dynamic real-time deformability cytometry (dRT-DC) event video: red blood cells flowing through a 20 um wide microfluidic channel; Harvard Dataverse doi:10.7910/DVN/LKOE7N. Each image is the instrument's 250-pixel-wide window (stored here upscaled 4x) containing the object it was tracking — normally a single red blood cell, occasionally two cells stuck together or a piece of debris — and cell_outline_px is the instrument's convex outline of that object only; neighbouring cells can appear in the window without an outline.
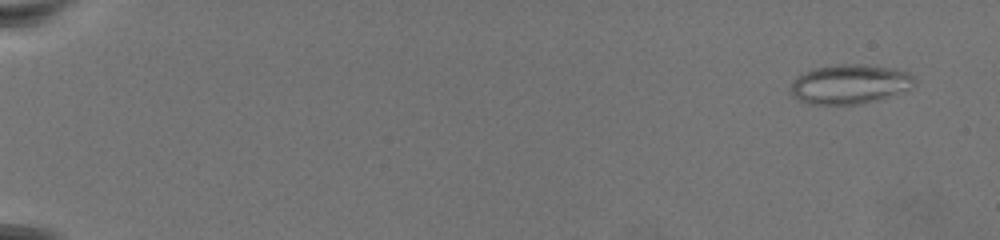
{"species": "common noctule bat (a hibernating species)", "species_latin": "Nyctalus noctula", "temperature_condition": "warm", "stored_images_in_passage": 74, "camera_frame_rate_fps": 3000, "um_per_image_px": 0.085, "animal": {"sex": "female", "body_mass_g": 19.5, "forearm_length_mm": 54.1}, "frame": {"image": 1, "passage_image": 5, "time_ms": 1.333, "image_size_px": [1000, 240], "cell_outline_px": [[912, 80], [908, 88], [864, 104], [812, 104], [800, 100], [792, 96], [792, 84], [800, 76], [816, 68], [852, 64], [856, 64], [892, 68], [908, 72], [912, 76]], "centroid_in_image_um": [72.2, 7.17], "position_along_channel_um": 12.8, "area_um2": 27.17}}
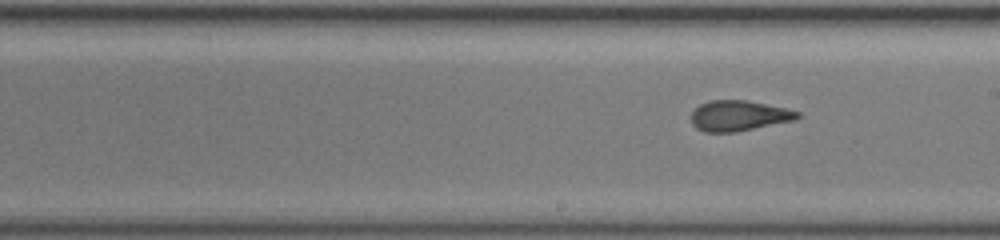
{"frame": {"image": 2, "passage_image": 45, "time_ms": 14.667, "image_size_px": [1000, 240], "cell_outline_px": [[800, 116], [796, 120], [736, 132], [704, 132], [696, 128], [692, 124], [692, 112], [700, 104], [708, 100], [748, 100], [784, 108], [800, 112]], "centroid_in_image_um": [62.79, 9.84], "position_along_channel_um": 226.2, "area_um2": 18.9}}
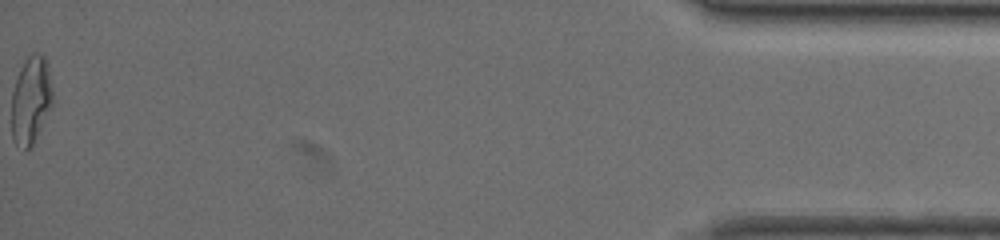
{"frame": {"image": 3, "passage_image": 74, "time_ms": 24.333, "image_size_px": [1000, 240], "cell_outline_px": [[52, 104], [32, 144], [24, 152], [16, 144], [12, 136], [12, 92], [20, 68], [24, 60], [32, 52], [36, 52], [44, 56], [52, 92]], "centroid_in_image_um": [2.59, 8.51], "position_along_channel_um": 432.6, "area_um2": 20.46}}